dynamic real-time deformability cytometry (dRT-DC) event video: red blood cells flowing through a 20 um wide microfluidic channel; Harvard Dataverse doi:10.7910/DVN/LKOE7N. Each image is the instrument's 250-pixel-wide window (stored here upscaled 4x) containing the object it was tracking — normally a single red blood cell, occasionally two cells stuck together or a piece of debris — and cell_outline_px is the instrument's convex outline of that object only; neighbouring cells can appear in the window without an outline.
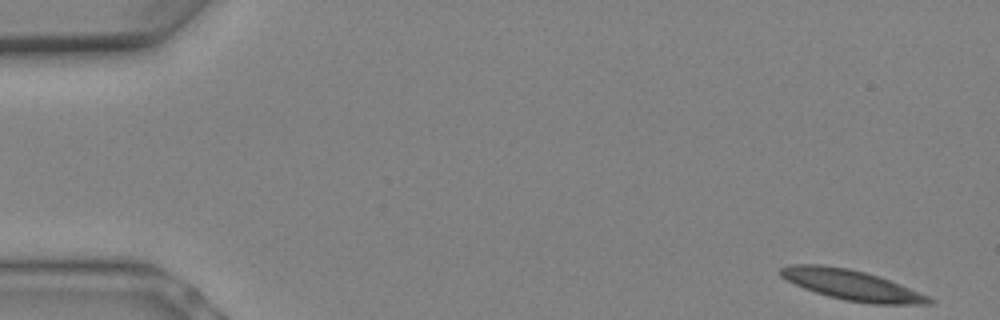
{"species": "Egyptian fruit bat (a non-hibernating species)", "species_latin": "Rousettus aegyptiacus", "temperature_condition": "warm", "stored_images_in_passage": 8, "camera_frame_rate_fps": 3000, "um_per_image_px": 0.085, "animal": {"sex": "female"}, "frame": {"image": 1, "passage_image": 1, "time_ms": 0.0, "image_size_px": [1000, 320], "cell_outline_px": [[936, 300], [932, 304], [872, 304], [844, 300], [828, 296], [804, 288], [780, 276], [780, 268], [792, 264], [820, 264], [848, 268], [864, 272], [900, 284], [928, 296]], "centroid_in_image_um": [72.4, 24.23], "position_along_channel_um": 12.6, "area_um2": 25.89}}
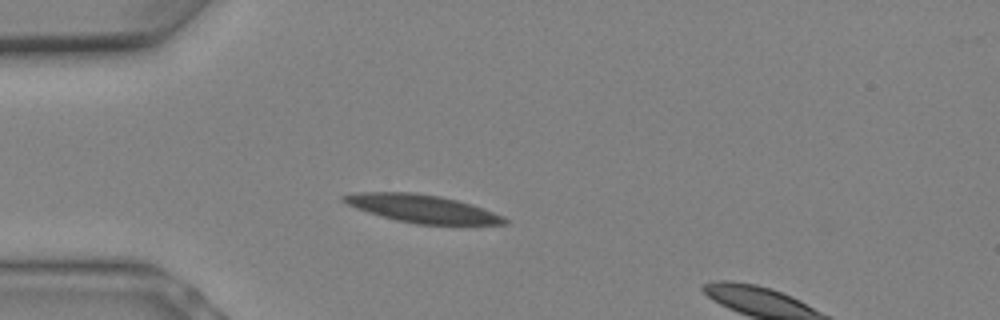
{"frame": {"image": 2, "passage_image": 6, "time_ms": 1.667, "image_size_px": [1000, 320], "cell_outline_px": [[508, 224], [416, 224], [396, 220], [368, 212], [356, 208], [340, 200], [340, 196], [356, 192], [416, 192], [440, 196], [472, 204], [484, 208], [504, 216], [508, 220]], "centroid_in_image_um": [35.88, 17.72], "position_along_channel_um": 49.1, "area_um2": 26.13}}
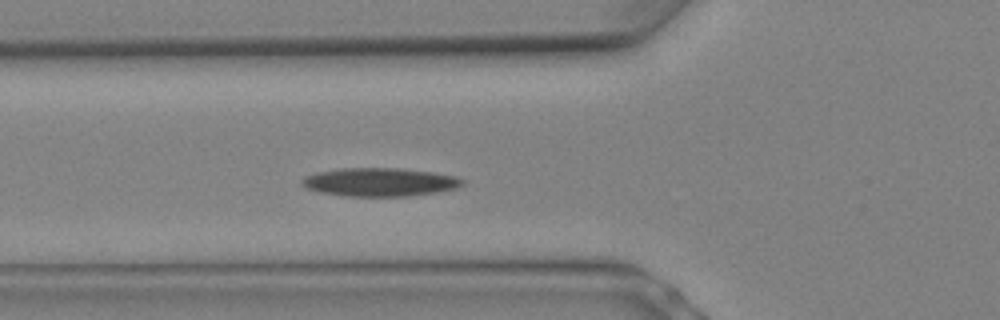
{"frame": {"image": 3, "passage_image": 8, "time_ms": 2.333, "image_size_px": [1000, 320], "cell_outline_px": [[464, 184], [456, 188], [436, 192], [408, 196], [348, 196], [320, 192], [304, 188], [300, 184], [300, 180], [304, 176], [316, 172], [340, 168], [396, 168], [432, 172], [456, 176], [464, 180]], "centroid_in_image_um": [32.23, 15.47], "position_along_channel_um": 93.6, "area_um2": 26.65}}